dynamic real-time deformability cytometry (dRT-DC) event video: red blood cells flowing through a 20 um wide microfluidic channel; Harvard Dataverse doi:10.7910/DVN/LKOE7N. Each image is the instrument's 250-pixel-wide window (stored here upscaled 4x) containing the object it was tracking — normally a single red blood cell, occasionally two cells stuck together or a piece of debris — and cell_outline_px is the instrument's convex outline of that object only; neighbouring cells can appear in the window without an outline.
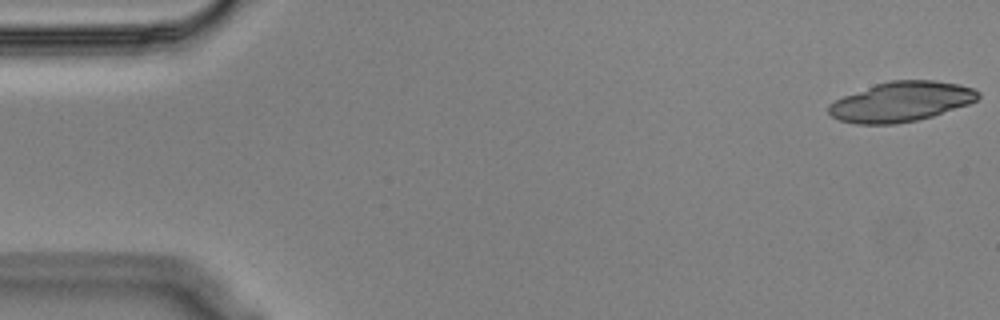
{"species": "Egyptian fruit bat (a non-hibernating species)", "species_latin": "Rousettus aegyptiacus", "temperature_condition": "cold", "stored_images_in_passage": 19, "camera_frame_rate_fps": 3000, "um_per_image_px": 0.085, "animal": {"sex": "male"}, "frame": {"image": 1, "passage_image": 1, "time_ms": 0.0, "image_size_px": [1000, 320], "cell_outline_px": [[980, 96], [976, 100], [968, 104], [932, 116], [916, 120], [896, 124], [856, 124], [840, 120], [832, 116], [828, 112], [828, 104], [844, 96], [876, 84], [892, 80], [932, 80], [960, 84], [972, 88], [980, 92]], "centroid_in_image_um": [76.6, 8.64], "position_along_channel_um": 8.4, "area_um2": 34.45}}